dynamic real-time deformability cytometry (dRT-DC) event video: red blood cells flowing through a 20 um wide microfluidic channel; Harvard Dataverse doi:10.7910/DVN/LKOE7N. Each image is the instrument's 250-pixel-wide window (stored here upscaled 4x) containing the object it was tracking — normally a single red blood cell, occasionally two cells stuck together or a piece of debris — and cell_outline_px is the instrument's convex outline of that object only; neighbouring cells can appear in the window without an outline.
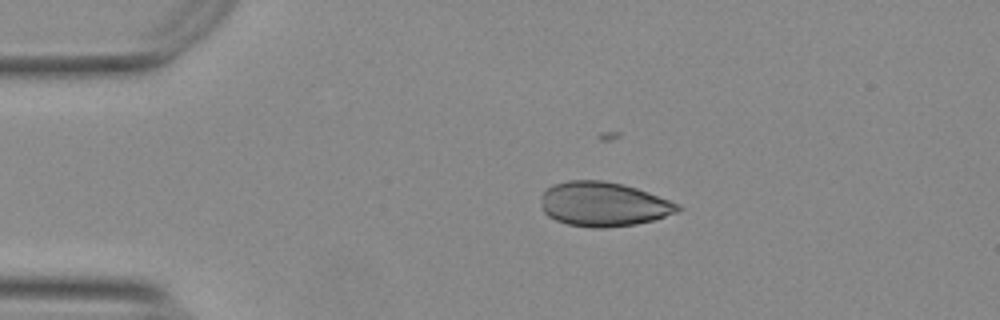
{"species": "Egyptian fruit bat (a non-hibernating species)", "species_latin": "Rousettus aegyptiacus", "temperature_condition": "warm", "stored_images_in_passage": 22, "camera_frame_rate_fps": 3000, "um_per_image_px": 0.085, "animal": {"sex": "female"}, "frame": {"image": 1, "passage_image": 1, "time_ms": 0.0, "image_size_px": [1000, 320], "cell_outline_px": [[684, 208], [676, 212], [652, 220], [636, 224], [604, 228], [592, 228], [568, 224], [556, 220], [548, 216], [544, 212], [544, 192], [552, 184], [568, 180], [604, 180], [624, 184], [648, 192], [680, 204]], "centroid_in_image_um": [51.33, 17.35], "position_along_channel_um": 33.7, "area_um2": 35.14}}
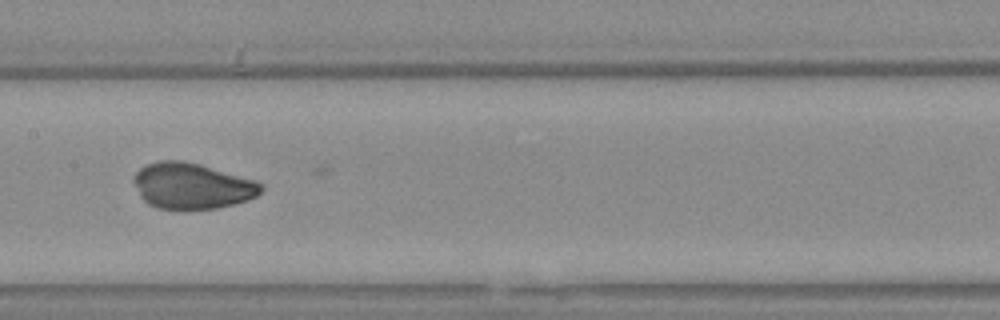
{"frame": {"image": 2, "passage_image": 17, "time_ms": 5.333, "image_size_px": [1000, 320], "cell_outline_px": [[264, 188], [256, 196], [248, 200], [216, 208], [188, 212], [180, 212], [156, 208], [148, 204], [140, 196], [132, 180], [136, 172], [140, 168], [148, 164], [160, 160], [184, 160], [200, 164], [256, 180], [264, 184]], "centroid_in_image_um": [16.31, 15.84], "position_along_channel_um": 191.1, "area_um2": 34.97}}